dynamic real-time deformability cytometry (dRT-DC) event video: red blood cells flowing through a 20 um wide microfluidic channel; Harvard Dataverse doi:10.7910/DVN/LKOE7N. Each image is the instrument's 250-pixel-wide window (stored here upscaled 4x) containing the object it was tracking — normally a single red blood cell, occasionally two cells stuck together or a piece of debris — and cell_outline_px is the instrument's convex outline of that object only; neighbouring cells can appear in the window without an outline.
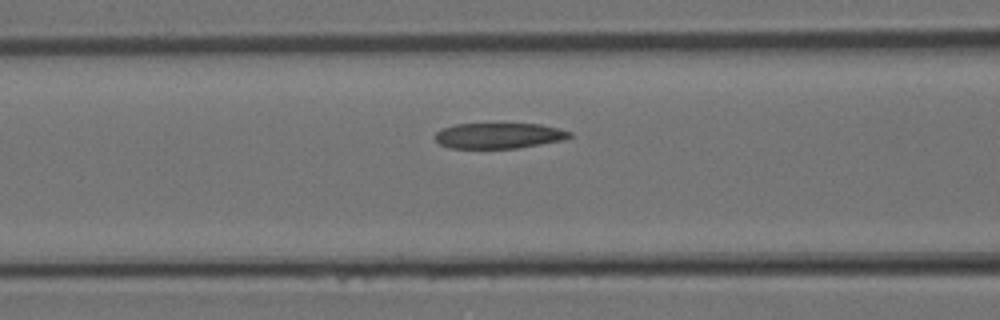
{"species": "Egyptian fruit bat (a non-hibernating species)", "species_latin": "Rousettus aegyptiacus", "temperature_condition": "room temperature", "stored_images_in_passage": 10, "camera_frame_rate_fps": 3000, "um_per_image_px": 0.085, "animal": {"sex": "female"}, "frame": {"image": 1, "passage_image": 5, "time_ms": 1.333, "image_size_px": [1000, 320], "cell_outline_px": [[572, 136], [564, 140], [520, 148], [448, 148], [440, 144], [436, 140], [436, 132], [444, 128], [456, 124], [540, 124], [572, 132]], "centroid_in_image_um": [42.43, 11.54], "position_along_channel_um": 124.2, "area_um2": 20.0}}
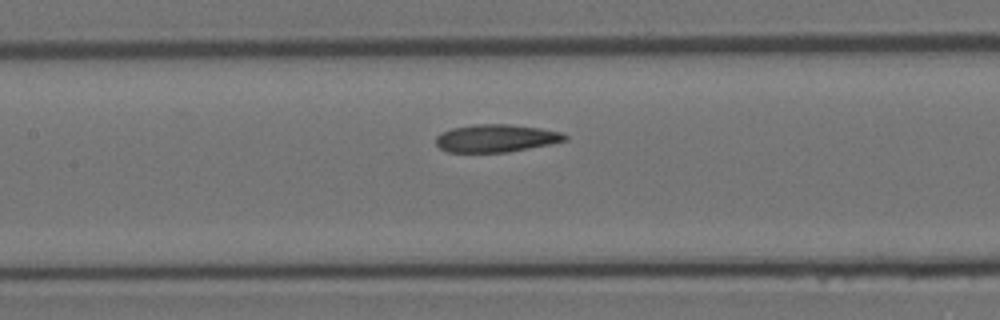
{"frame": {"image": 2, "passage_image": 7, "time_ms": 2.0, "image_size_px": [1000, 320], "cell_outline_px": [[568, 140], [552, 144], [508, 152], [448, 152], [440, 148], [436, 144], [436, 136], [440, 132], [452, 128], [472, 124], [508, 124], [540, 128], [560, 132], [568, 136]], "centroid_in_image_um": [42.16, 11.75], "position_along_channel_um": 165.2, "area_um2": 20.98}}
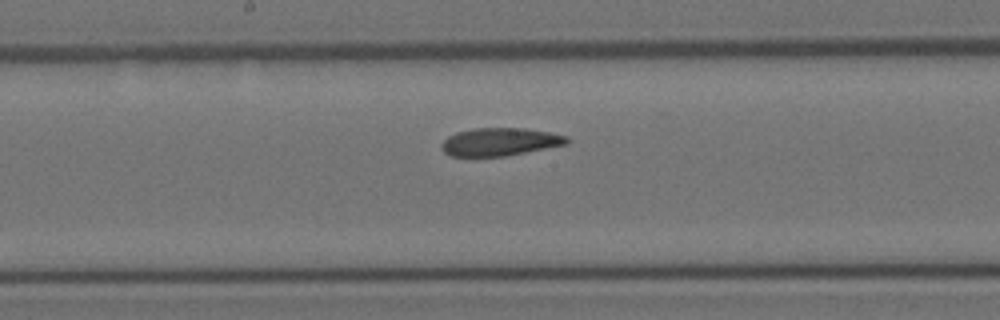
{"frame": {"image": 3, "passage_image": 9, "time_ms": 2.667, "image_size_px": [1000, 320], "cell_outline_px": [[568, 144], [504, 156], [448, 156], [440, 148], [440, 144], [448, 136], [456, 132], [472, 128], [524, 128], [548, 132], [568, 136]], "centroid_in_image_um": [42.45, 12.05], "position_along_channel_um": 205.8, "area_um2": 20.4}}